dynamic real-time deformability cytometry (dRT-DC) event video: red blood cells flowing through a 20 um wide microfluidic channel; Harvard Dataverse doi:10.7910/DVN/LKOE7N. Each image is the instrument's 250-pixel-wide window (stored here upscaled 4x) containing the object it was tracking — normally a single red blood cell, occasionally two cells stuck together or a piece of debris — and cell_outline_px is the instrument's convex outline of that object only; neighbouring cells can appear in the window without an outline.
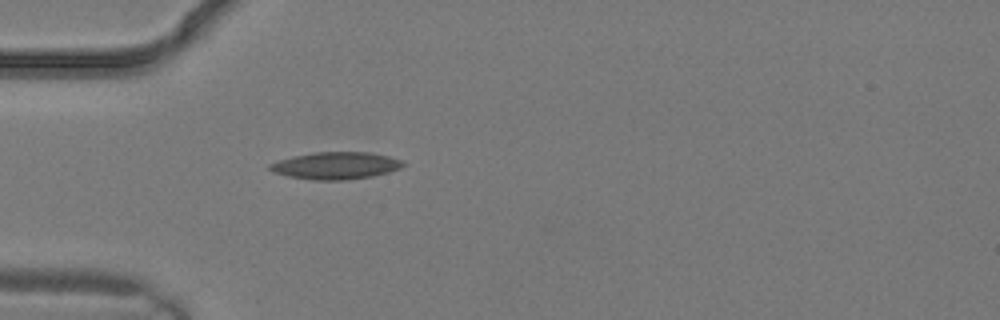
{"species": "common noctule bat (a hibernating species)", "species_latin": "Nyctalus noctula", "temperature_condition": "warm", "stored_images_in_passage": 1, "camera_frame_rate_fps": 3000, "um_per_image_px": 0.085, "animal": {"sex": "male", "body_mass_g": 19.2, "forearm_length_mm": 51.8}, "frame": {"image": 1, "passage_image": 1, "time_ms": 0.0, "image_size_px": [1000, 320], "cell_outline_px": [[404, 164], [400, 168], [388, 172], [372, 176], [344, 180], [312, 180], [288, 176], [276, 172], [268, 168], [268, 164], [280, 160], [296, 156], [316, 152], [368, 152], [388, 156], [404, 160]], "centroid_in_image_um": [28.57, 14.08], "position_along_channel_um": 56.4, "area_um2": 20.87}}